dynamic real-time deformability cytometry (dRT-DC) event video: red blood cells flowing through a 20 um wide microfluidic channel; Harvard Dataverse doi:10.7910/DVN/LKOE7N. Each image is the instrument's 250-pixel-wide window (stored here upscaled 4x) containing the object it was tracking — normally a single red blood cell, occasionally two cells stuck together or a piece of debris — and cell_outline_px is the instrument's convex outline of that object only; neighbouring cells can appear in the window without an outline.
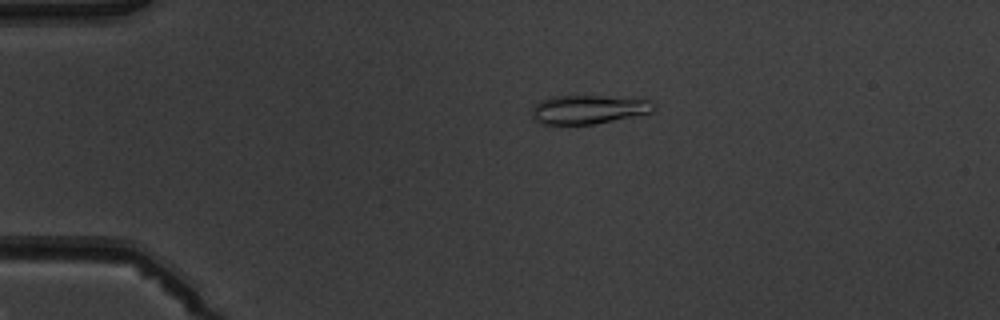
{"species": "common noctule bat (a hibernating species)", "species_latin": "Nyctalus noctula", "temperature_condition": "warm", "stored_images_in_passage": 6, "camera_frame_rate_fps": 3000, "um_per_image_px": 0.085, "animal": {"sex": "male", "body_mass_g": 19.5, "forearm_length_mm": 54.6}, "frame": {"image": 1, "passage_image": 4, "time_ms": 3.667, "image_size_px": [1000, 320], "cell_outline_px": [[656, 108], [652, 112], [596, 124], [544, 124], [536, 120], [532, 116], [532, 108], [540, 100], [552, 96], [604, 96], [648, 100]], "centroid_in_image_um": [49.99, 9.3], "position_along_channel_um": 35.0, "area_um2": 20.23}}